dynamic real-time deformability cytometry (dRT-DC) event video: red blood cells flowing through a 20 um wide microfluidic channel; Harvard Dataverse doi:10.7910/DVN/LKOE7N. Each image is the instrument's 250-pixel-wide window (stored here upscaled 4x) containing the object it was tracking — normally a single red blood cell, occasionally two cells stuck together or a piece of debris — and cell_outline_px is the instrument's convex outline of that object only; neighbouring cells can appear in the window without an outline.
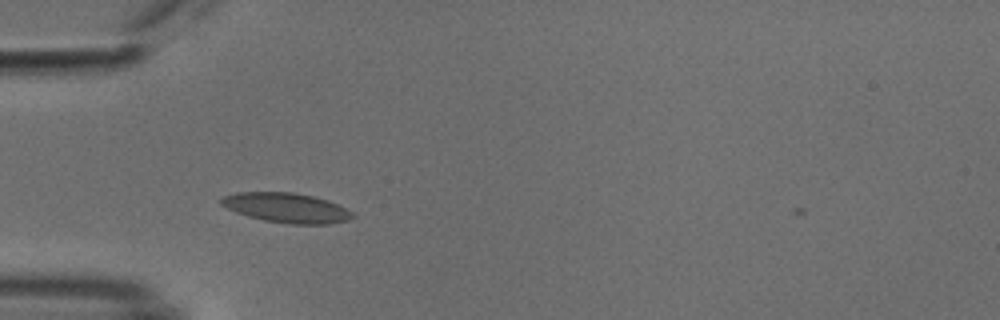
{"species": "common noctule bat (a hibernating species)", "species_latin": "Nyctalus noctula", "temperature_condition": "cold", "stored_images_in_passage": 38, "camera_frame_rate_fps": 3000, "um_per_image_px": 0.085, "animal": {"sex": "male", "body_mass_g": 18.8}, "frame": {"image": 1, "passage_image": 1, "time_ms": 0.0, "image_size_px": [1000, 320], "cell_outline_px": [[356, 216], [348, 220], [328, 224], [292, 224], [264, 220], [248, 216], [236, 212], [220, 204], [220, 200], [224, 196], [236, 192], [292, 192], [312, 196], [328, 200], [352, 212]], "centroid_in_image_um": [24.35, 17.66], "position_along_channel_um": 60.7, "area_um2": 22.6}}
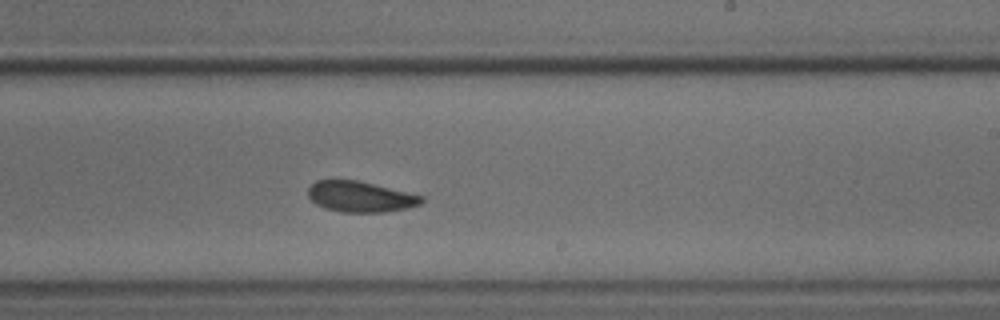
{"frame": {"image": 2, "passage_image": 17, "time_ms": 5.333, "image_size_px": [1000, 320], "cell_outline_px": [[424, 200], [420, 204], [408, 208], [384, 212], [344, 212], [324, 208], [316, 204], [308, 196], [308, 188], [316, 180], [356, 180], [424, 196]], "centroid_in_image_um": [30.62, 16.72], "position_along_channel_um": 258.4, "area_um2": 20.17}}
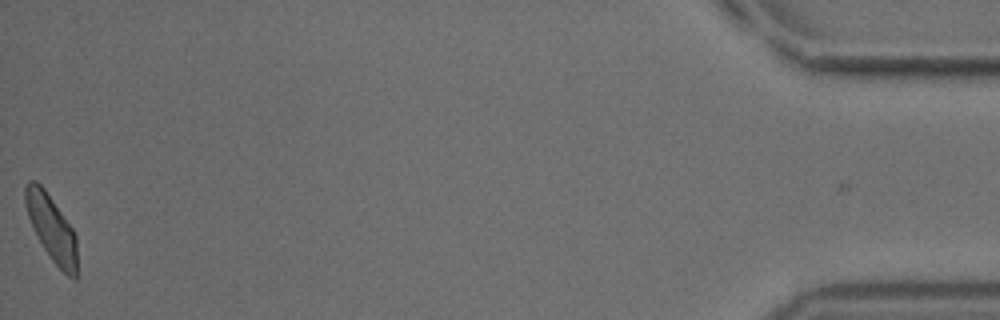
{"frame": {"image": 3, "passage_image": 38, "time_ms": 12.333, "image_size_px": [1000, 320], "cell_outline_px": [[76, 280], [72, 280], [52, 260], [44, 248], [28, 216], [24, 204], [24, 188], [28, 180], [36, 180], [44, 188], [72, 228], [76, 236]], "centroid_in_image_um": [4.37, 19.36], "position_along_channel_um": 430.8, "area_um2": 19.54}, "authors_computed_cell_mechanics": {"area_um2": 20.5479, "velocity_mm_per_s": 3.7764, "shape_relaxation_time_tau1_ms": 6.5011, "shape_relaxation_time_tau2_ms": null, "deformation_change_tau1": 0.1083, "deformation_change_tau2": null}}